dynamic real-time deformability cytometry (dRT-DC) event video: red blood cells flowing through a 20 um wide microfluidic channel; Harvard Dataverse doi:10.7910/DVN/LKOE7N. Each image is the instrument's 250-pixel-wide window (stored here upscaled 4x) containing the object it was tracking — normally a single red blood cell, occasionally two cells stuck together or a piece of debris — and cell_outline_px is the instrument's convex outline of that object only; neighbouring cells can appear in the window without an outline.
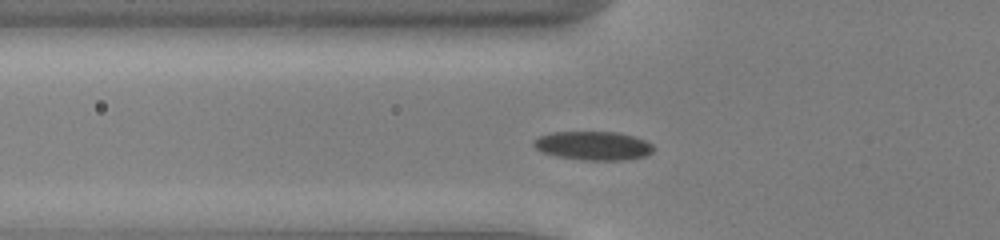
{"species": "common noctule bat (a hibernating species)", "species_latin": "Nyctalus noctula", "temperature_condition": "cold", "stored_images_in_passage": 44, "camera_frame_rate_fps": 3000, "um_per_image_px": 0.085, "animal": {"sex": "male", "body_mass_g": 13.0, "forearm_length_mm": 53.1}, "frame": {"image": 1, "passage_image": 14, "time_ms": 4.333, "image_size_px": [1000, 240], "cell_outline_px": [[656, 148], [648, 156], [624, 160], [584, 160], [556, 156], [540, 152], [532, 144], [532, 140], [540, 136], [552, 132], [620, 132], [636, 136], [652, 144]], "centroid_in_image_um": [50.45, 12.38], "position_along_channel_um": 75.4, "area_um2": 20.4}}
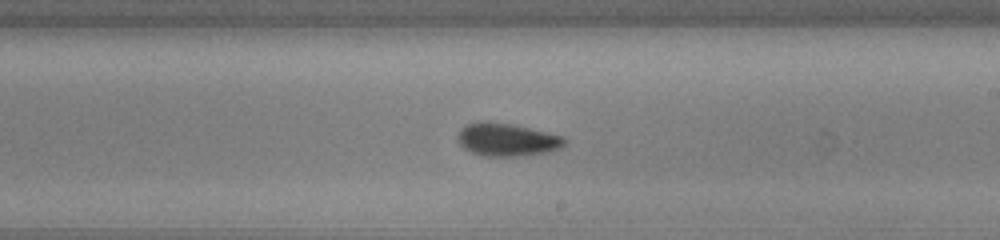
{"frame": {"image": 2, "passage_image": 27, "time_ms": 8.667, "image_size_px": [1000, 240], "cell_outline_px": [[568, 140], [560, 148], [548, 152], [516, 156], [484, 156], [472, 152], [464, 148], [460, 144], [456, 136], [460, 128], [464, 124], [476, 120], [488, 120], [512, 124], [564, 136]], "centroid_in_image_um": [43.05, 11.84], "position_along_channel_um": 246.0, "area_um2": 20.87}}
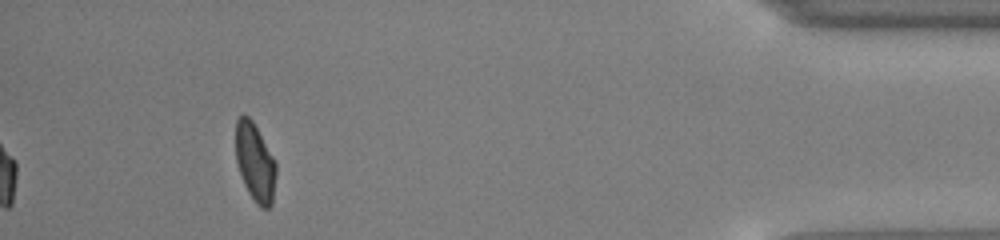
{"frame": {"image": 3, "passage_image": 44, "time_ms": 14.333, "image_size_px": [1000, 240], "cell_outline_px": [[276, 172], [272, 204], [268, 208], [260, 208], [256, 204], [248, 192], [240, 176], [236, 160], [236, 120], [244, 112], [252, 120], [276, 160]], "centroid_in_image_um": [21.68, 13.79], "position_along_channel_um": 413.5, "area_um2": 18.61}, "authors_computed_cell_mechanics": {"area_um2": 19.8254, "velocity_mm_per_s": 3.9405, "shape_relaxation_time_tau1_ms": 3.1269, "shape_relaxation_time_tau2_ms": 2.8121, "deformation_change_tau1": 0.0924, "deformation_change_tau2": 0.0764}}